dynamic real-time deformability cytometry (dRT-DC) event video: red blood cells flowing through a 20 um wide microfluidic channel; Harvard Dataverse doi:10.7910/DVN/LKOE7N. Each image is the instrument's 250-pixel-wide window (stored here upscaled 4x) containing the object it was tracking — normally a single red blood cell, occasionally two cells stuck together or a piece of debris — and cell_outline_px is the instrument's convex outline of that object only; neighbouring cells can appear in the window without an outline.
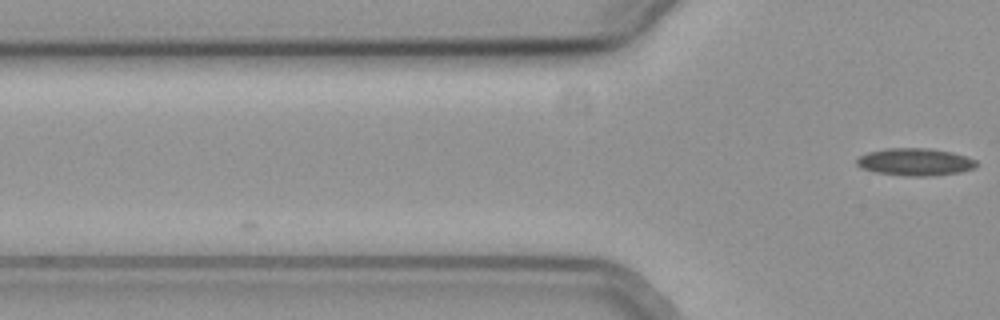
{"species": "common noctule bat (a hibernating species)", "species_latin": "Nyctalus noctula", "temperature_condition": "cold", "stored_images_in_passage": 4, "camera_frame_rate_fps": 3000, "um_per_image_px": 0.085, "animal": {"sex": "female", "body_mass_g": 19.3, "forearm_length_mm": 54.1}, "frame": {"image": 1, "passage_image": 4, "time_ms": 1.0, "image_size_px": [1000, 320], "cell_outline_px": [[980, 164], [976, 168], [960, 172], [932, 176], [908, 176], [876, 172], [860, 168], [856, 164], [856, 160], [860, 156], [868, 152], [888, 148], [928, 148], [952, 152], [968, 156], [976, 160]], "centroid_in_image_um": [77.83, 13.76], "position_along_channel_um": 48.0, "area_um2": 19.31}}